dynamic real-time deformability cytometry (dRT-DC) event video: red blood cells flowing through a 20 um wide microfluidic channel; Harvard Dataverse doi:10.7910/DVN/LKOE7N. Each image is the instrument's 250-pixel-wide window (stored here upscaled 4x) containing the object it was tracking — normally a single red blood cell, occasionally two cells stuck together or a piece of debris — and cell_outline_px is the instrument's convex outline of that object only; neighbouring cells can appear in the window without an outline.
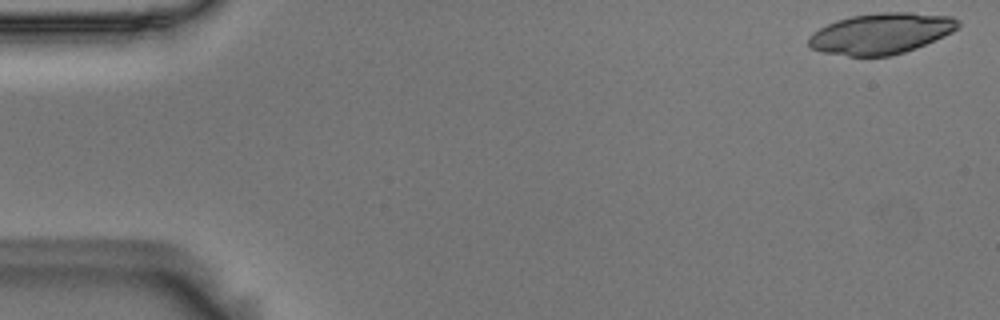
{"species": "Egyptian fruit bat (a non-hibernating species)", "species_latin": "Rousettus aegyptiacus", "temperature_condition": "room temperature", "stored_images_in_passage": 54, "camera_frame_rate_fps": 3000, "um_per_image_px": 0.085, "animal": {"sex": "male"}, "frame": {"image": 1, "passage_image": 1, "time_ms": 0.0, "image_size_px": [1000, 320], "cell_outline_px": [[960, 24], [952, 32], [944, 36], [916, 48], [892, 56], [848, 56], [820, 52], [812, 48], [808, 44], [808, 36], [812, 32], [836, 20], [852, 16], [876, 12], [912, 12], [952, 16], [960, 20]], "centroid_in_image_um": [74.89, 2.84], "position_along_channel_um": 10.1, "area_um2": 35.84}}